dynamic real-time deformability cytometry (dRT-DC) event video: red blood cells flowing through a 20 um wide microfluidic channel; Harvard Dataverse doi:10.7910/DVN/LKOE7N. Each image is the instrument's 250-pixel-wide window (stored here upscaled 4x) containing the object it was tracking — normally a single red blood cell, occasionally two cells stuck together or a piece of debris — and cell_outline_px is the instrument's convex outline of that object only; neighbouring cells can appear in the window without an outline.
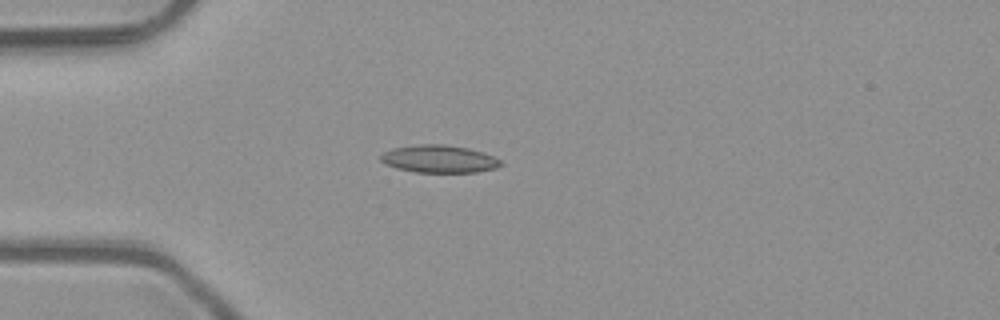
{"species": "common noctule bat (a hibernating species)", "species_latin": "Nyctalus noctula", "temperature_condition": "room temperature", "stored_images_in_passage": 38, "camera_frame_rate_fps": 3000, "um_per_image_px": 0.085, "animal": {"sex": "male", "body_mass_g": 23.1, "forearm_length_mm": 52.7}, "frame": {"image": 1, "passage_image": 1, "time_ms": 0.0, "image_size_px": [1000, 320], "cell_outline_px": [[504, 164], [496, 168], [476, 172], [416, 172], [396, 168], [384, 164], [380, 160], [380, 156], [384, 152], [392, 148], [416, 144], [444, 144], [468, 148], [484, 152], [500, 160]], "centroid_in_image_um": [37.31, 13.5], "position_along_channel_um": 47.7, "area_um2": 19.42}}
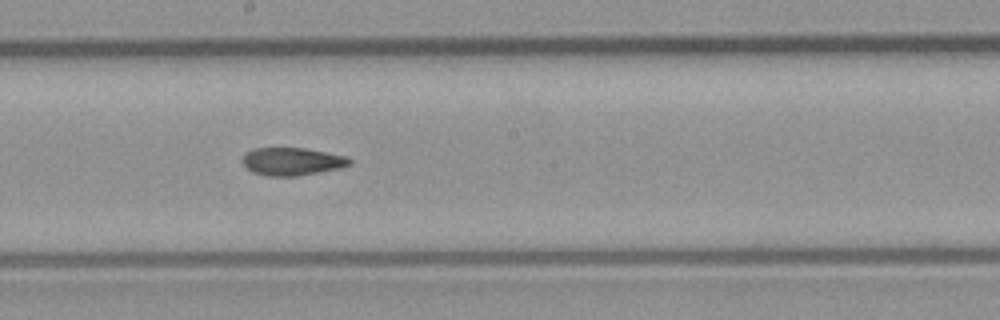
{"frame": {"image": 2, "passage_image": 15, "time_ms": 4.667, "image_size_px": [1000, 320], "cell_outline_px": [[352, 164], [340, 168], [296, 176], [268, 176], [252, 172], [244, 164], [244, 156], [252, 148], [304, 148], [344, 156], [352, 160]], "centroid_in_image_um": [24.84, 13.73], "position_along_channel_um": 223.4, "area_um2": 17.05}}
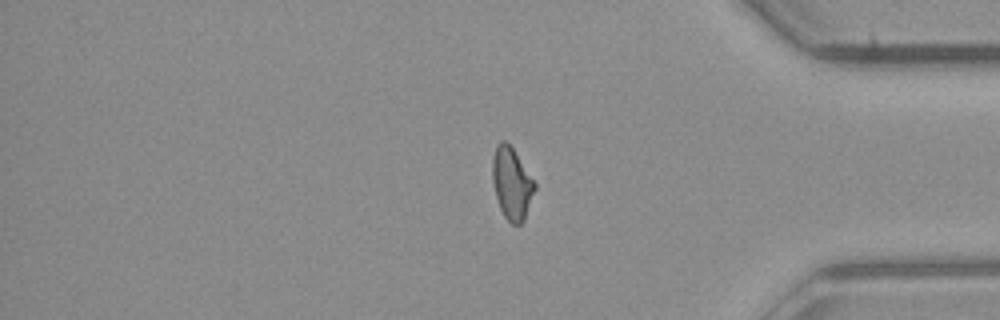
{"frame": {"image": 3, "passage_image": 29, "time_ms": 9.333, "image_size_px": [1000, 320], "cell_outline_px": [[536, 188], [524, 220], [520, 224], [512, 224], [504, 216], [500, 208], [496, 196], [492, 180], [492, 160], [496, 144], [500, 140], [504, 140], [512, 148], [536, 184]], "centroid_in_image_um": [43.48, 15.59], "position_along_channel_um": 391.7, "area_um2": 17.51}, "authors_computed_cell_mechanics": {"area_um2": 17.6001, "velocity_mm_per_s": 4.0862, "shape_relaxation_time_tau1_ms": null, "shape_relaxation_time_tau2_ms": 3.8347, "deformation_change_tau1": null, "deformation_change_tau2": 0.1099}}